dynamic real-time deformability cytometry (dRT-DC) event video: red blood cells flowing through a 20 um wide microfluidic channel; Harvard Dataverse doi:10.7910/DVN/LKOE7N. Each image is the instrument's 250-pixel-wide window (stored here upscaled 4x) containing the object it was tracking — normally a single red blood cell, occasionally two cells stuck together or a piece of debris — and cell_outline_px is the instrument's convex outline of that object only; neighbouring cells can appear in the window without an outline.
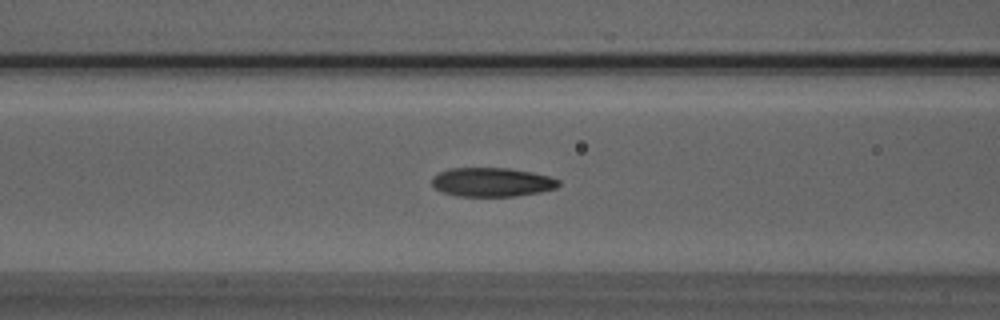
{"species": "Egyptian fruit bat (a non-hibernating species)", "species_latin": "Rousettus aegyptiacus", "temperature_condition": "room temperature", "stored_images_in_passage": 23, "camera_frame_rate_fps": 3000, "um_per_image_px": 0.085, "animal": {"sex": "male"}, "frame": {"image": 1, "passage_image": 13, "time_ms": 4.0, "image_size_px": [1000, 320], "cell_outline_px": [[560, 184], [556, 188], [540, 192], [516, 196], [456, 196], [444, 192], [436, 188], [432, 184], [432, 176], [448, 168], [508, 168], [532, 172], [548, 176], [560, 180]], "centroid_in_image_um": [41.82, 15.48], "position_along_channel_um": 124.8, "area_um2": 21.39}}
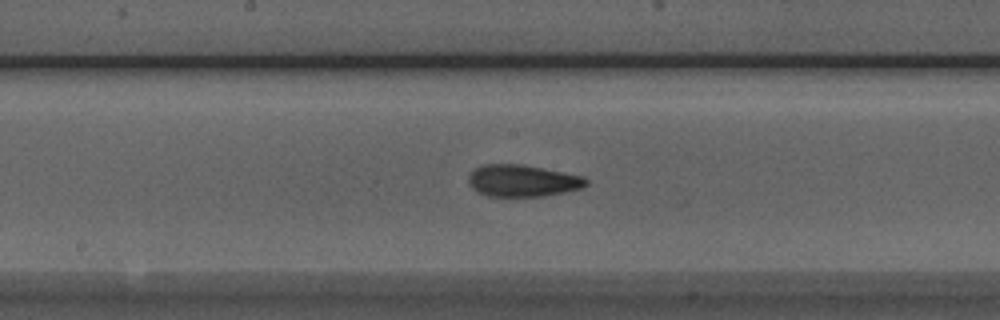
{"frame": {"image": 2, "passage_image": 19, "time_ms": 6.0, "image_size_px": [1000, 320], "cell_outline_px": [[588, 184], [580, 188], [564, 192], [544, 196], [488, 196], [472, 188], [468, 184], [468, 176], [476, 168], [484, 164], [520, 164], [564, 172], [584, 176], [588, 180]], "centroid_in_image_um": [44.42, 15.36], "position_along_channel_um": 203.8, "area_um2": 21.73}}
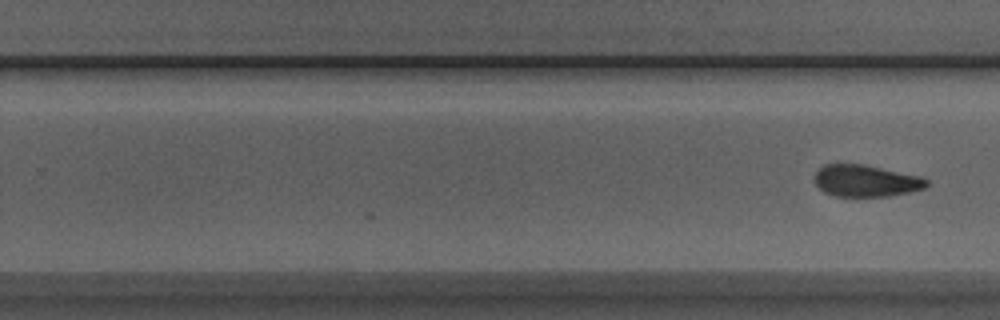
{"frame": {"image": 3, "passage_image": 23, "time_ms": 7.333, "image_size_px": [1000, 320], "cell_outline_px": [[928, 184], [924, 188], [908, 192], [888, 196], [836, 196], [824, 192], [816, 184], [816, 172], [824, 164], [864, 164], [920, 176], [928, 180]], "centroid_in_image_um": [73.6, 15.36], "position_along_channel_um": 256.2, "area_um2": 20.52}}